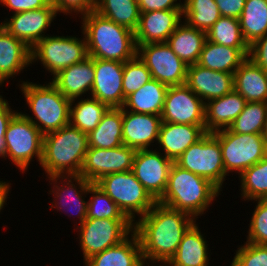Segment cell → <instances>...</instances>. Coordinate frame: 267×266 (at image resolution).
Returning a JSON list of instances; mask_svg holds the SVG:
<instances>
[{"label": "cell", "mask_w": 267, "mask_h": 266, "mask_svg": "<svg viewBox=\"0 0 267 266\" xmlns=\"http://www.w3.org/2000/svg\"><path fill=\"white\" fill-rule=\"evenodd\" d=\"M196 222L186 212L156 203L134 223L146 266H164L175 254L187 230ZM151 263V264H150ZM153 263V264H152Z\"/></svg>", "instance_id": "6da1fadb"}, {"label": "cell", "mask_w": 267, "mask_h": 266, "mask_svg": "<svg viewBox=\"0 0 267 266\" xmlns=\"http://www.w3.org/2000/svg\"><path fill=\"white\" fill-rule=\"evenodd\" d=\"M81 30L88 56L97 59L129 61L137 56L135 32L103 17L95 10L81 17Z\"/></svg>", "instance_id": "7a4b0ae2"}, {"label": "cell", "mask_w": 267, "mask_h": 266, "mask_svg": "<svg viewBox=\"0 0 267 266\" xmlns=\"http://www.w3.org/2000/svg\"><path fill=\"white\" fill-rule=\"evenodd\" d=\"M221 195V191L208 179L181 168L173 163L168 183L158 203L183 211L197 220L205 214L212 201ZM205 212V213H204Z\"/></svg>", "instance_id": "3957f363"}, {"label": "cell", "mask_w": 267, "mask_h": 266, "mask_svg": "<svg viewBox=\"0 0 267 266\" xmlns=\"http://www.w3.org/2000/svg\"><path fill=\"white\" fill-rule=\"evenodd\" d=\"M88 150V134L68 124L43 135L40 166L47 176L79 175Z\"/></svg>", "instance_id": "277c9868"}, {"label": "cell", "mask_w": 267, "mask_h": 266, "mask_svg": "<svg viewBox=\"0 0 267 266\" xmlns=\"http://www.w3.org/2000/svg\"><path fill=\"white\" fill-rule=\"evenodd\" d=\"M19 88L33 116L22 113L45 135L69 124L71 100L51 83L21 81Z\"/></svg>", "instance_id": "5b68a950"}, {"label": "cell", "mask_w": 267, "mask_h": 266, "mask_svg": "<svg viewBox=\"0 0 267 266\" xmlns=\"http://www.w3.org/2000/svg\"><path fill=\"white\" fill-rule=\"evenodd\" d=\"M95 184L118 205L133 224L136 216L141 218L157 203L132 171L104 175Z\"/></svg>", "instance_id": "8992f818"}, {"label": "cell", "mask_w": 267, "mask_h": 266, "mask_svg": "<svg viewBox=\"0 0 267 266\" xmlns=\"http://www.w3.org/2000/svg\"><path fill=\"white\" fill-rule=\"evenodd\" d=\"M31 48V64L38 61L55 76L61 70L88 57L86 39L74 36L48 35Z\"/></svg>", "instance_id": "52a82bcc"}, {"label": "cell", "mask_w": 267, "mask_h": 266, "mask_svg": "<svg viewBox=\"0 0 267 266\" xmlns=\"http://www.w3.org/2000/svg\"><path fill=\"white\" fill-rule=\"evenodd\" d=\"M5 160L9 157L12 164L22 173L37 158L42 160L43 134L22 112H17L9 122L5 132Z\"/></svg>", "instance_id": "ba28073f"}, {"label": "cell", "mask_w": 267, "mask_h": 266, "mask_svg": "<svg viewBox=\"0 0 267 266\" xmlns=\"http://www.w3.org/2000/svg\"><path fill=\"white\" fill-rule=\"evenodd\" d=\"M222 150L225 172L238 176L267 155V142L262 134H239L229 129L214 132Z\"/></svg>", "instance_id": "9c48e42d"}, {"label": "cell", "mask_w": 267, "mask_h": 266, "mask_svg": "<svg viewBox=\"0 0 267 266\" xmlns=\"http://www.w3.org/2000/svg\"><path fill=\"white\" fill-rule=\"evenodd\" d=\"M175 163L196 175L208 179L220 191L229 176L225 172L219 140L206 133L182 153Z\"/></svg>", "instance_id": "30bf717a"}, {"label": "cell", "mask_w": 267, "mask_h": 266, "mask_svg": "<svg viewBox=\"0 0 267 266\" xmlns=\"http://www.w3.org/2000/svg\"><path fill=\"white\" fill-rule=\"evenodd\" d=\"M78 228L80 249L84 262L92 255L115 246L134 231L129 219H86Z\"/></svg>", "instance_id": "8fae6325"}, {"label": "cell", "mask_w": 267, "mask_h": 266, "mask_svg": "<svg viewBox=\"0 0 267 266\" xmlns=\"http://www.w3.org/2000/svg\"><path fill=\"white\" fill-rule=\"evenodd\" d=\"M137 56L151 72L152 79L167 86L186 84L188 66L166 42L139 45Z\"/></svg>", "instance_id": "7c38bea8"}, {"label": "cell", "mask_w": 267, "mask_h": 266, "mask_svg": "<svg viewBox=\"0 0 267 266\" xmlns=\"http://www.w3.org/2000/svg\"><path fill=\"white\" fill-rule=\"evenodd\" d=\"M174 161L157 148L136 150L132 172L148 193L158 201L164 194Z\"/></svg>", "instance_id": "4fadbf2b"}, {"label": "cell", "mask_w": 267, "mask_h": 266, "mask_svg": "<svg viewBox=\"0 0 267 266\" xmlns=\"http://www.w3.org/2000/svg\"><path fill=\"white\" fill-rule=\"evenodd\" d=\"M161 118L175 124L205 125V102L186 84L169 86Z\"/></svg>", "instance_id": "5bb4252c"}, {"label": "cell", "mask_w": 267, "mask_h": 266, "mask_svg": "<svg viewBox=\"0 0 267 266\" xmlns=\"http://www.w3.org/2000/svg\"><path fill=\"white\" fill-rule=\"evenodd\" d=\"M135 152L124 144L112 149L88 147L79 175L95 183L110 173L132 171Z\"/></svg>", "instance_id": "9a60e30c"}, {"label": "cell", "mask_w": 267, "mask_h": 266, "mask_svg": "<svg viewBox=\"0 0 267 266\" xmlns=\"http://www.w3.org/2000/svg\"><path fill=\"white\" fill-rule=\"evenodd\" d=\"M47 178L50 180L49 183L51 182V185L54 184L48 193L54 196L50 203L52 205L50 209L55 208L58 209L57 211L67 212L66 215L68 211L76 212L73 215L79 219L77 225H81L87 219L88 201H85L84 197L86 198V195L89 194L88 188L92 183L80 175L50 176ZM68 216L71 217V213Z\"/></svg>", "instance_id": "2e32d148"}, {"label": "cell", "mask_w": 267, "mask_h": 266, "mask_svg": "<svg viewBox=\"0 0 267 266\" xmlns=\"http://www.w3.org/2000/svg\"><path fill=\"white\" fill-rule=\"evenodd\" d=\"M57 14L56 8L50 2L44 8L15 13L9 20L5 18L0 24L11 35L32 48L46 36L45 33L56 19Z\"/></svg>", "instance_id": "e0dca14e"}, {"label": "cell", "mask_w": 267, "mask_h": 266, "mask_svg": "<svg viewBox=\"0 0 267 266\" xmlns=\"http://www.w3.org/2000/svg\"><path fill=\"white\" fill-rule=\"evenodd\" d=\"M95 78L90 97L98 99L109 108H122L124 63L94 58Z\"/></svg>", "instance_id": "ac0fdd59"}, {"label": "cell", "mask_w": 267, "mask_h": 266, "mask_svg": "<svg viewBox=\"0 0 267 266\" xmlns=\"http://www.w3.org/2000/svg\"><path fill=\"white\" fill-rule=\"evenodd\" d=\"M162 118L159 115L134 113L123 109L122 141L135 150L157 146ZM156 142L155 144H153Z\"/></svg>", "instance_id": "d6986e66"}, {"label": "cell", "mask_w": 267, "mask_h": 266, "mask_svg": "<svg viewBox=\"0 0 267 266\" xmlns=\"http://www.w3.org/2000/svg\"><path fill=\"white\" fill-rule=\"evenodd\" d=\"M183 10H159L141 12L137 30L136 45L167 42L169 36L182 22Z\"/></svg>", "instance_id": "ffe728a7"}, {"label": "cell", "mask_w": 267, "mask_h": 266, "mask_svg": "<svg viewBox=\"0 0 267 266\" xmlns=\"http://www.w3.org/2000/svg\"><path fill=\"white\" fill-rule=\"evenodd\" d=\"M186 85L206 103L234 89L233 74L213 71L196 63L187 68Z\"/></svg>", "instance_id": "44dd1931"}, {"label": "cell", "mask_w": 267, "mask_h": 266, "mask_svg": "<svg viewBox=\"0 0 267 266\" xmlns=\"http://www.w3.org/2000/svg\"><path fill=\"white\" fill-rule=\"evenodd\" d=\"M95 78L94 58L88 56L52 77L51 83L69 100L90 96ZM83 95V96H82Z\"/></svg>", "instance_id": "7402d4cb"}, {"label": "cell", "mask_w": 267, "mask_h": 266, "mask_svg": "<svg viewBox=\"0 0 267 266\" xmlns=\"http://www.w3.org/2000/svg\"><path fill=\"white\" fill-rule=\"evenodd\" d=\"M205 134V125L175 124L162 121L157 145L163 155L175 162L187 148Z\"/></svg>", "instance_id": "603a6c76"}, {"label": "cell", "mask_w": 267, "mask_h": 266, "mask_svg": "<svg viewBox=\"0 0 267 266\" xmlns=\"http://www.w3.org/2000/svg\"><path fill=\"white\" fill-rule=\"evenodd\" d=\"M31 65V48L0 24V86Z\"/></svg>", "instance_id": "cb8c5ba5"}, {"label": "cell", "mask_w": 267, "mask_h": 266, "mask_svg": "<svg viewBox=\"0 0 267 266\" xmlns=\"http://www.w3.org/2000/svg\"><path fill=\"white\" fill-rule=\"evenodd\" d=\"M247 101L233 89L226 95L205 103V131L214 133L228 129L243 111Z\"/></svg>", "instance_id": "d4e9b609"}, {"label": "cell", "mask_w": 267, "mask_h": 266, "mask_svg": "<svg viewBox=\"0 0 267 266\" xmlns=\"http://www.w3.org/2000/svg\"><path fill=\"white\" fill-rule=\"evenodd\" d=\"M83 263L85 266H146L134 231L121 243L92 255Z\"/></svg>", "instance_id": "484cf974"}, {"label": "cell", "mask_w": 267, "mask_h": 266, "mask_svg": "<svg viewBox=\"0 0 267 266\" xmlns=\"http://www.w3.org/2000/svg\"><path fill=\"white\" fill-rule=\"evenodd\" d=\"M204 236L195 222L184 234L177 251L164 266H208L209 244Z\"/></svg>", "instance_id": "4316f807"}, {"label": "cell", "mask_w": 267, "mask_h": 266, "mask_svg": "<svg viewBox=\"0 0 267 266\" xmlns=\"http://www.w3.org/2000/svg\"><path fill=\"white\" fill-rule=\"evenodd\" d=\"M234 89L247 102H267V72L247 58L233 73Z\"/></svg>", "instance_id": "83f0119b"}, {"label": "cell", "mask_w": 267, "mask_h": 266, "mask_svg": "<svg viewBox=\"0 0 267 266\" xmlns=\"http://www.w3.org/2000/svg\"><path fill=\"white\" fill-rule=\"evenodd\" d=\"M248 56L249 49L223 46L206 39L197 64L213 71L233 74Z\"/></svg>", "instance_id": "f1b7e54d"}, {"label": "cell", "mask_w": 267, "mask_h": 266, "mask_svg": "<svg viewBox=\"0 0 267 266\" xmlns=\"http://www.w3.org/2000/svg\"><path fill=\"white\" fill-rule=\"evenodd\" d=\"M206 39V32L191 27L183 21L166 43L187 66H190L197 63Z\"/></svg>", "instance_id": "f546056e"}, {"label": "cell", "mask_w": 267, "mask_h": 266, "mask_svg": "<svg viewBox=\"0 0 267 266\" xmlns=\"http://www.w3.org/2000/svg\"><path fill=\"white\" fill-rule=\"evenodd\" d=\"M168 87L160 81L152 79L139 90L127 96L122 108L134 113L161 116Z\"/></svg>", "instance_id": "4dcf8cb0"}, {"label": "cell", "mask_w": 267, "mask_h": 266, "mask_svg": "<svg viewBox=\"0 0 267 266\" xmlns=\"http://www.w3.org/2000/svg\"><path fill=\"white\" fill-rule=\"evenodd\" d=\"M123 108H109L98 126L88 134V147L112 149L123 145Z\"/></svg>", "instance_id": "1f68e13d"}, {"label": "cell", "mask_w": 267, "mask_h": 266, "mask_svg": "<svg viewBox=\"0 0 267 266\" xmlns=\"http://www.w3.org/2000/svg\"><path fill=\"white\" fill-rule=\"evenodd\" d=\"M108 109L106 104L89 96L71 100L69 124L89 134L98 126Z\"/></svg>", "instance_id": "d6a6232c"}, {"label": "cell", "mask_w": 267, "mask_h": 266, "mask_svg": "<svg viewBox=\"0 0 267 266\" xmlns=\"http://www.w3.org/2000/svg\"><path fill=\"white\" fill-rule=\"evenodd\" d=\"M239 25L248 46L267 33V0H246Z\"/></svg>", "instance_id": "836d02e7"}, {"label": "cell", "mask_w": 267, "mask_h": 266, "mask_svg": "<svg viewBox=\"0 0 267 266\" xmlns=\"http://www.w3.org/2000/svg\"><path fill=\"white\" fill-rule=\"evenodd\" d=\"M94 10L133 32L138 28L141 12L136 0H96Z\"/></svg>", "instance_id": "e575fe53"}, {"label": "cell", "mask_w": 267, "mask_h": 266, "mask_svg": "<svg viewBox=\"0 0 267 266\" xmlns=\"http://www.w3.org/2000/svg\"><path fill=\"white\" fill-rule=\"evenodd\" d=\"M182 13L189 26L206 33L221 17L214 0H184Z\"/></svg>", "instance_id": "d590c367"}, {"label": "cell", "mask_w": 267, "mask_h": 266, "mask_svg": "<svg viewBox=\"0 0 267 266\" xmlns=\"http://www.w3.org/2000/svg\"><path fill=\"white\" fill-rule=\"evenodd\" d=\"M244 201L267 199V155L239 176Z\"/></svg>", "instance_id": "8d00e7d4"}, {"label": "cell", "mask_w": 267, "mask_h": 266, "mask_svg": "<svg viewBox=\"0 0 267 266\" xmlns=\"http://www.w3.org/2000/svg\"><path fill=\"white\" fill-rule=\"evenodd\" d=\"M208 41L237 49H249L245 42L239 19L221 16L206 33Z\"/></svg>", "instance_id": "74e56055"}, {"label": "cell", "mask_w": 267, "mask_h": 266, "mask_svg": "<svg viewBox=\"0 0 267 266\" xmlns=\"http://www.w3.org/2000/svg\"><path fill=\"white\" fill-rule=\"evenodd\" d=\"M266 114L267 102H247L228 129L239 134H262Z\"/></svg>", "instance_id": "f35d334b"}, {"label": "cell", "mask_w": 267, "mask_h": 266, "mask_svg": "<svg viewBox=\"0 0 267 266\" xmlns=\"http://www.w3.org/2000/svg\"><path fill=\"white\" fill-rule=\"evenodd\" d=\"M87 219H128L118 205L95 183L88 188Z\"/></svg>", "instance_id": "ab89813d"}, {"label": "cell", "mask_w": 267, "mask_h": 266, "mask_svg": "<svg viewBox=\"0 0 267 266\" xmlns=\"http://www.w3.org/2000/svg\"><path fill=\"white\" fill-rule=\"evenodd\" d=\"M152 80L151 72L138 56L124 62L123 94L124 98L139 90Z\"/></svg>", "instance_id": "60d3db41"}, {"label": "cell", "mask_w": 267, "mask_h": 266, "mask_svg": "<svg viewBox=\"0 0 267 266\" xmlns=\"http://www.w3.org/2000/svg\"><path fill=\"white\" fill-rule=\"evenodd\" d=\"M254 212L249 223L246 242L267 245V199H256Z\"/></svg>", "instance_id": "b9f144b4"}, {"label": "cell", "mask_w": 267, "mask_h": 266, "mask_svg": "<svg viewBox=\"0 0 267 266\" xmlns=\"http://www.w3.org/2000/svg\"><path fill=\"white\" fill-rule=\"evenodd\" d=\"M234 254L235 266H267V245L245 242Z\"/></svg>", "instance_id": "7bdbcfd3"}, {"label": "cell", "mask_w": 267, "mask_h": 266, "mask_svg": "<svg viewBox=\"0 0 267 266\" xmlns=\"http://www.w3.org/2000/svg\"><path fill=\"white\" fill-rule=\"evenodd\" d=\"M58 14L77 15L88 14L95 9L96 0H50ZM60 12V13H59ZM75 13V14H74Z\"/></svg>", "instance_id": "ee69618b"}, {"label": "cell", "mask_w": 267, "mask_h": 266, "mask_svg": "<svg viewBox=\"0 0 267 266\" xmlns=\"http://www.w3.org/2000/svg\"><path fill=\"white\" fill-rule=\"evenodd\" d=\"M18 110H13L6 99L0 95V157L5 158V132L9 122Z\"/></svg>", "instance_id": "f6af8a7d"}, {"label": "cell", "mask_w": 267, "mask_h": 266, "mask_svg": "<svg viewBox=\"0 0 267 266\" xmlns=\"http://www.w3.org/2000/svg\"><path fill=\"white\" fill-rule=\"evenodd\" d=\"M140 12H150L159 10H183V3L179 0H136Z\"/></svg>", "instance_id": "bcb514c9"}, {"label": "cell", "mask_w": 267, "mask_h": 266, "mask_svg": "<svg viewBox=\"0 0 267 266\" xmlns=\"http://www.w3.org/2000/svg\"><path fill=\"white\" fill-rule=\"evenodd\" d=\"M50 0H0V5L7 7L13 14L44 8Z\"/></svg>", "instance_id": "7dc6e473"}, {"label": "cell", "mask_w": 267, "mask_h": 266, "mask_svg": "<svg viewBox=\"0 0 267 266\" xmlns=\"http://www.w3.org/2000/svg\"><path fill=\"white\" fill-rule=\"evenodd\" d=\"M248 58L267 72V33L249 46Z\"/></svg>", "instance_id": "c3c4849f"}, {"label": "cell", "mask_w": 267, "mask_h": 266, "mask_svg": "<svg viewBox=\"0 0 267 266\" xmlns=\"http://www.w3.org/2000/svg\"><path fill=\"white\" fill-rule=\"evenodd\" d=\"M221 16L238 19L242 14L246 0H214Z\"/></svg>", "instance_id": "681fc988"}, {"label": "cell", "mask_w": 267, "mask_h": 266, "mask_svg": "<svg viewBox=\"0 0 267 266\" xmlns=\"http://www.w3.org/2000/svg\"><path fill=\"white\" fill-rule=\"evenodd\" d=\"M11 183L0 180V212L3 210L4 206L7 205V198L10 192Z\"/></svg>", "instance_id": "f907efd6"}, {"label": "cell", "mask_w": 267, "mask_h": 266, "mask_svg": "<svg viewBox=\"0 0 267 266\" xmlns=\"http://www.w3.org/2000/svg\"><path fill=\"white\" fill-rule=\"evenodd\" d=\"M262 135L267 142V114H266V118H265V122H264V126H263Z\"/></svg>", "instance_id": "816d5d0a"}]
</instances>
